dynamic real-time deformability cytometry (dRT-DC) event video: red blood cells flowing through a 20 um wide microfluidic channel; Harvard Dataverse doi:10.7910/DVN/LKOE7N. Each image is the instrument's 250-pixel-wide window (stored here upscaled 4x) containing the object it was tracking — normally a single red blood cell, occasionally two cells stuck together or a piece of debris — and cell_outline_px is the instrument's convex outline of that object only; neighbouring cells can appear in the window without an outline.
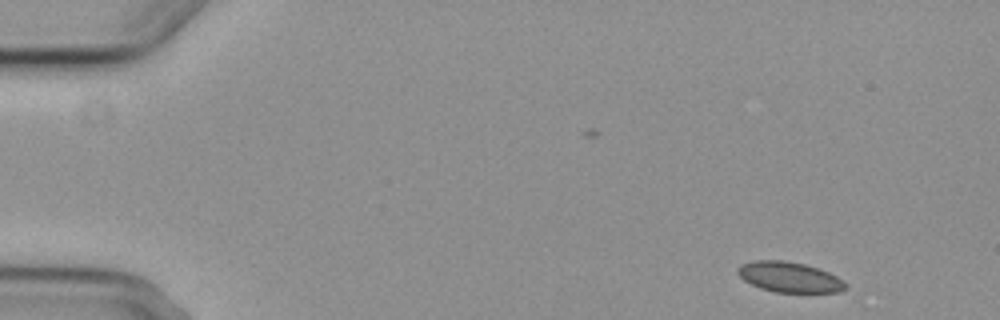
{"species": "common noctule bat (a hibernating species)", "species_latin": "Nyctalus noctula", "temperature_condition": "cold", "stored_images_in_passage": 5, "camera_frame_rate_fps": 3000, "um_per_image_px": 0.085, "animal": {"sex": "female", "body_mass_g": 29.2, "forearm_length_mm": 56.3}, "frame": {"image": 1, "passage_image": 1, "time_ms": 0.0, "image_size_px": [1000, 320], "cell_outline_px": [[848, 288], [840, 292], [776, 292], [760, 288], [744, 280], [736, 272], [736, 268], [740, 264], [752, 260], [784, 260], [804, 264], [828, 272], [844, 280], [848, 284]], "centroid_in_image_um": [67.1, 23.55], "position_along_channel_um": 17.9, "area_um2": 19.19}}
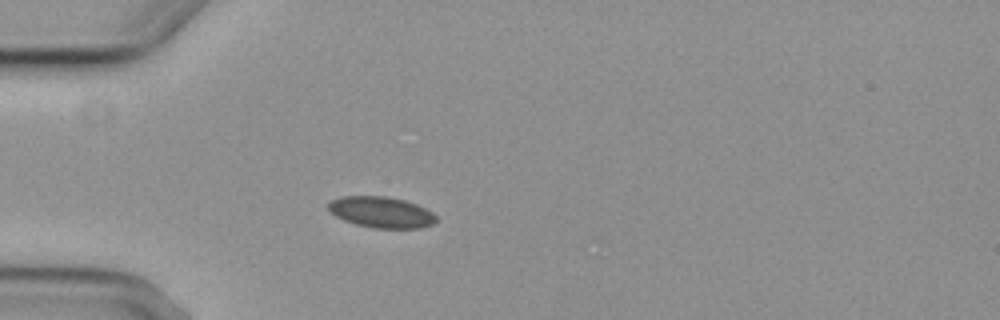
{"frame": {"image": 2, "passage_image": 4, "time_ms": 3.667, "image_size_px": [1000, 320], "cell_outline_px": [[436, 220], [432, 224], [420, 228], [372, 228], [356, 224], [344, 220], [336, 216], [328, 208], [328, 200], [340, 196], [388, 196], [404, 200], [416, 204], [432, 212], [436, 216]], "centroid_in_image_um": [32.38, 18.03], "position_along_channel_um": 52.6, "area_um2": 19.54}}